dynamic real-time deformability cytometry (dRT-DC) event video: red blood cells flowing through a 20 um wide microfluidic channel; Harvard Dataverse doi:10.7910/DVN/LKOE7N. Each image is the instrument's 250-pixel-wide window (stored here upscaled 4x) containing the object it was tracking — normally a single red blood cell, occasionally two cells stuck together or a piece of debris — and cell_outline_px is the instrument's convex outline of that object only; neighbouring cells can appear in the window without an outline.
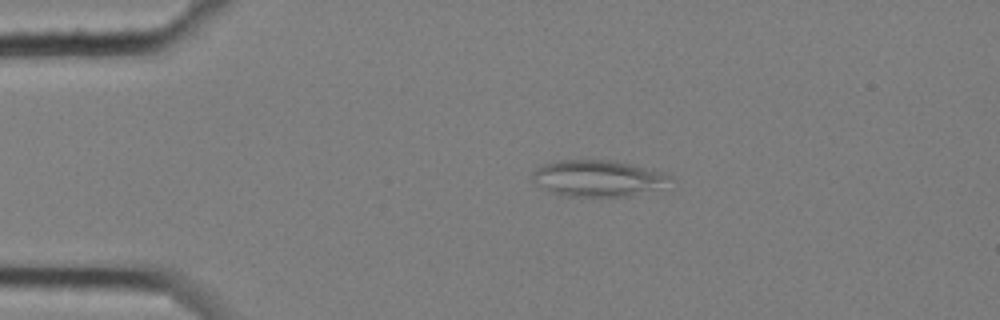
{"species": "common noctule bat (a hibernating species)", "species_latin": "Nyctalus noctula", "temperature_condition": "cold", "stored_images_in_passage": 6, "camera_frame_rate_fps": 3000, "um_per_image_px": 0.085, "animal": {"sex": "female", "body_mass_g": 25.1}, "frame": {"image": 1, "passage_image": 1, "time_ms": 0.0, "image_size_px": [1000, 320], "cell_outline_px": [[672, 180], [656, 188], [632, 196], [564, 196], [552, 192], [536, 184], [532, 180], [532, 172], [540, 164], [556, 160], [616, 160], [660, 172], [672, 176]], "centroid_in_image_um": [50.74, 15.14], "position_along_channel_um": 34.3, "area_um2": 29.02}}